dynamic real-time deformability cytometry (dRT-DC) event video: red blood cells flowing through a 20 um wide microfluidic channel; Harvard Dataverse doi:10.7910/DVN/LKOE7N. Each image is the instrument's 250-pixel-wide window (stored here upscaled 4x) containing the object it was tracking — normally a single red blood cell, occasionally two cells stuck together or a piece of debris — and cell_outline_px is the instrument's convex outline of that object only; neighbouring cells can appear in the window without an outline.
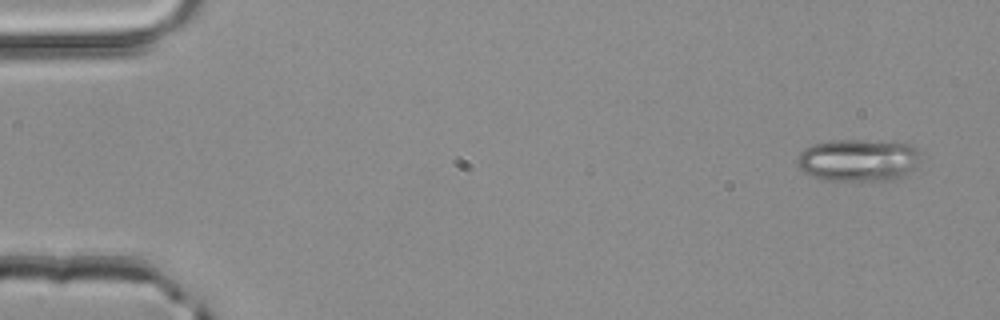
{"species": "common noctule bat (a hibernating species)", "species_latin": "Nyctalus noctula", "temperature_condition": "room temperature", "stored_images_in_passage": 3, "camera_frame_rate_fps": 3000, "um_per_image_px": 0.085, "animal": {"sex": "male", "body_mass_g": 20.4}, "frame": {"image": 1, "passage_image": 1, "time_ms": 0.0, "image_size_px": [1000, 320], "cell_outline_px": [[924, 160], [916, 168], [904, 176], [892, 180], [820, 180], [808, 176], [796, 164], [796, 160], [800, 152], [804, 148], [812, 144], [832, 140], [904, 140], [912, 144], [920, 152]], "centroid_in_image_um": [73.04, 13.59], "position_along_channel_um": 12.0, "area_um2": 31.73}}